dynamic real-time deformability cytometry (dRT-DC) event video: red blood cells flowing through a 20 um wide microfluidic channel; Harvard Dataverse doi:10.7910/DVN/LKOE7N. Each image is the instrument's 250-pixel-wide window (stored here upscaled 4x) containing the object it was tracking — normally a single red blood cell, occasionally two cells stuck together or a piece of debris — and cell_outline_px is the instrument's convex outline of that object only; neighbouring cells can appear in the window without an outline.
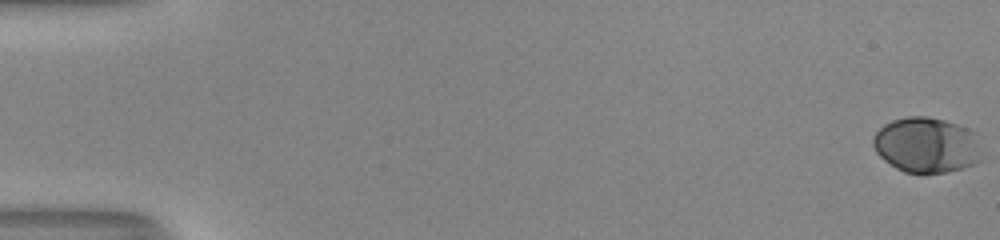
{"species": "human", "species_latin": "Homo sapiens", "temperature_condition": "room temperature", "stored_images_in_passage": 54, "camera_frame_rate_fps": 3000, "um_per_image_px": 0.085, "donor": {"sex": "male"}, "frame": {"image": 1, "passage_image": 1, "time_ms": 0.0, "image_size_px": [1000, 240], "cell_outline_px": [[980, 160], [964, 168], [944, 172], [904, 172], [896, 168], [884, 160], [876, 152], [872, 144], [872, 136], [884, 124], [892, 120], [908, 116], [928, 116], [944, 120], [968, 128], [976, 132], [980, 156]], "centroid_in_image_um": [78.73, 12.31], "position_along_channel_um": 6.3, "area_um2": 35.03}}
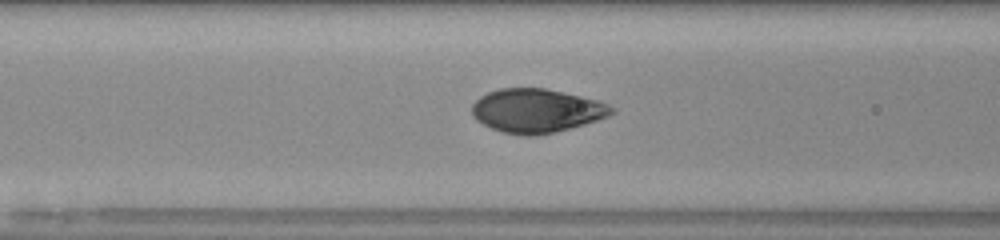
{"frame": {"image": 2, "passage_image": 24, "time_ms": 7.667, "image_size_px": [1000, 240], "cell_outline_px": [[616, 112], [608, 116], [584, 124], [552, 132], [532, 136], [524, 136], [504, 132], [492, 128], [476, 120], [472, 116], [472, 104], [480, 96], [488, 92], [500, 88], [544, 88], [580, 96], [596, 100], [608, 104], [616, 108]], "centroid_in_image_um": [45.59, 9.4], "position_along_channel_um": 121.0, "area_um2": 35.37}}
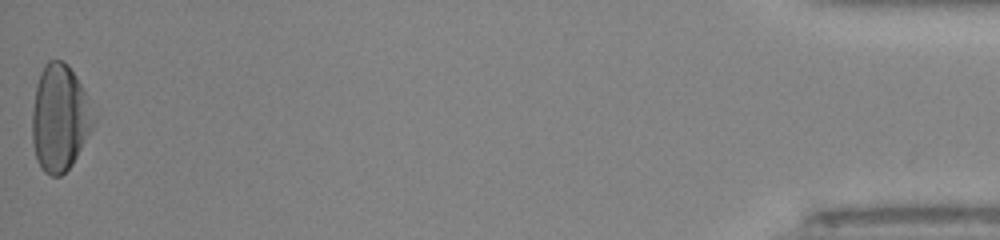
{"frame": {"image": 3, "passage_image": 54, "time_ms": 17.667, "image_size_px": [1000, 240], "cell_outline_px": [[96, 120], [92, 128], [72, 164], [60, 176], [52, 176], [44, 172], [40, 168], [36, 160], [32, 144], [32, 112], [36, 84], [40, 72], [44, 64], [48, 60], [64, 60], [68, 64], [76, 76], [84, 92]], "centroid_in_image_um": [5.04, 10.02], "position_along_channel_um": 430.2, "area_um2": 38.03}, "authors_computed_cell_mechanics": {"area_um2": 35.4025, "velocity_mm_per_s": 4.0503, "shape_relaxation_time_tau1_ms": 3.1168, "shape_relaxation_time_tau2_ms": null, "deformation_change_tau1": 0.1781, "deformation_change_tau2": null}}